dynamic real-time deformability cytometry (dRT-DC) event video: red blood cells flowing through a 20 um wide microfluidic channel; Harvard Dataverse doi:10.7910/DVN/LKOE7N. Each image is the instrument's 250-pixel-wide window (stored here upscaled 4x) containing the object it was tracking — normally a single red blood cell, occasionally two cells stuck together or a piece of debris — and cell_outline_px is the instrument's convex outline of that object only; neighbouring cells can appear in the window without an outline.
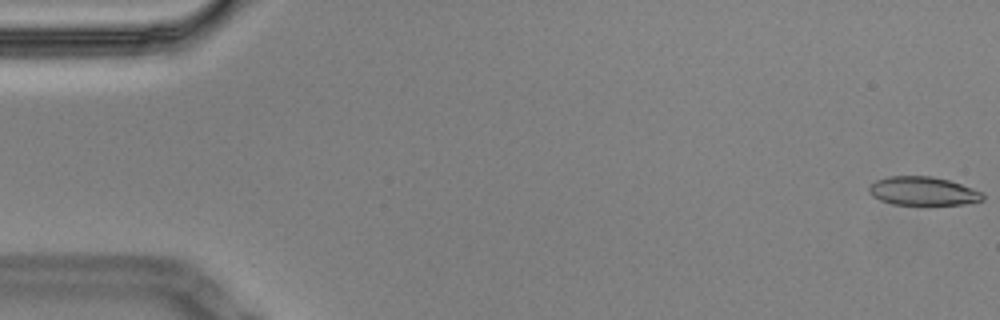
{"species": "Egyptian fruit bat (a non-hibernating species)", "species_latin": "Rousettus aegyptiacus", "temperature_condition": "cold", "stored_images_in_passage": 59, "camera_frame_rate_fps": 3000, "um_per_image_px": 0.085, "animal": {"sex": "male"}, "frame": {"image": 1, "passage_image": 1, "time_ms": 0.0, "image_size_px": [1000, 320], "cell_outline_px": [[984, 200], [964, 204], [928, 208], [920, 208], [892, 204], [880, 200], [872, 196], [868, 192], [868, 188], [876, 180], [888, 176], [932, 176], [948, 180], [972, 188], [980, 192], [984, 196]], "centroid_in_image_um": [78.44, 16.31], "position_along_channel_um": 6.6, "area_um2": 19.94}}
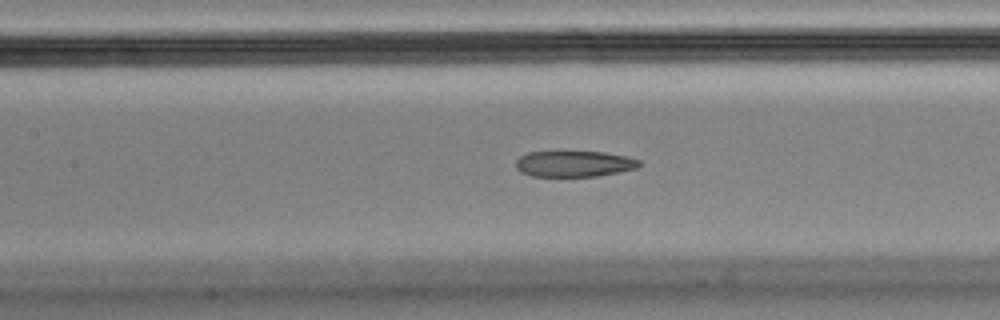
{"frame": {"image": 2, "passage_image": 26, "time_ms": 8.333, "image_size_px": [1000, 320], "cell_outline_px": [[640, 164], [636, 168], [596, 176], [532, 176], [520, 172], [516, 168], [516, 160], [520, 156], [528, 152], [604, 152], [628, 156], [640, 160]], "centroid_in_image_um": [48.78, 13.92], "position_along_channel_um": 158.6, "area_um2": 18.55}}
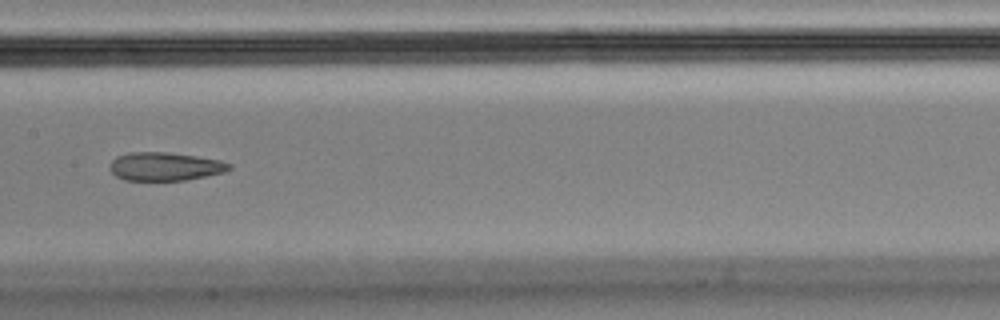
{"frame": {"image": 3, "passage_image": 29, "time_ms": 9.333, "image_size_px": [1000, 320], "cell_outline_px": [[232, 168], [224, 172], [184, 180], [124, 180], [116, 176], [108, 168], [112, 160], [116, 156], [128, 152], [164, 152], [196, 156], [220, 160], [232, 164]], "centroid_in_image_um": [14.0, 14.14], "position_along_channel_um": 193.4, "area_um2": 19.71}, "authors_computed_cell_mechanics": {"area_um2": 20.9814, "velocity_mm_per_s": 3.4838, "shape_relaxation_time_tau1_ms": null, "shape_relaxation_time_tau2_ms": 2.3627, "deformation_change_tau1": null, "deformation_change_tau2": 0.1031}}